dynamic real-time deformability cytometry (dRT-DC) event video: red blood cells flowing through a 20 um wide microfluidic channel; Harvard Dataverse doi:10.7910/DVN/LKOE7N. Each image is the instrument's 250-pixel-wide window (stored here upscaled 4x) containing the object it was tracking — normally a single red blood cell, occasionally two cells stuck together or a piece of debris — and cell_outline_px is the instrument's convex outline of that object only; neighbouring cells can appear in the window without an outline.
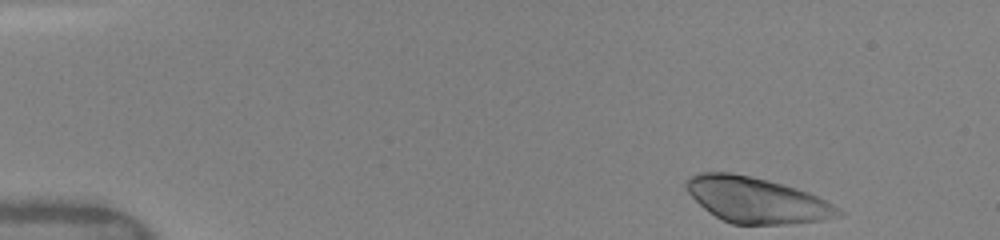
{"species": "human", "species_latin": "Homo sapiens", "temperature_condition": "warm", "stored_images_in_passage": 38, "camera_frame_rate_fps": 3000, "um_per_image_px": 0.085, "donor": {"sex": "female"}, "frame": {"image": 1, "passage_image": 1, "time_ms": 0.0, "image_size_px": [1000, 240], "cell_outline_px": [[844, 212], [840, 216], [820, 220], [784, 224], [732, 224], [708, 212], [684, 188], [684, 180], [688, 176], [700, 172], [732, 172], [752, 176], [768, 180], [796, 188], [808, 192], [840, 208]], "centroid_in_image_um": [64.27, 16.98], "position_along_channel_um": 20.7, "area_um2": 40.34}}
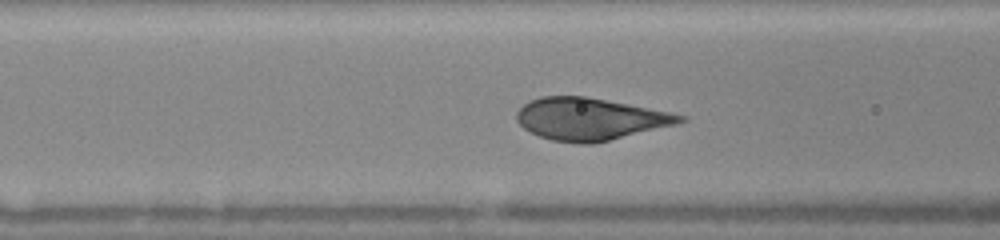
{"frame": {"image": 2, "passage_image": 15, "time_ms": 5.0, "image_size_px": [1000, 240], "cell_outline_px": [[688, 120], [676, 124], [592, 144], [580, 144], [552, 140], [540, 136], [524, 128], [516, 120], [516, 112], [524, 104], [540, 96], [584, 96], [648, 108], [688, 116]], "centroid_in_image_um": [50.13, 10.11], "position_along_channel_um": 116.5, "area_um2": 39.65}}
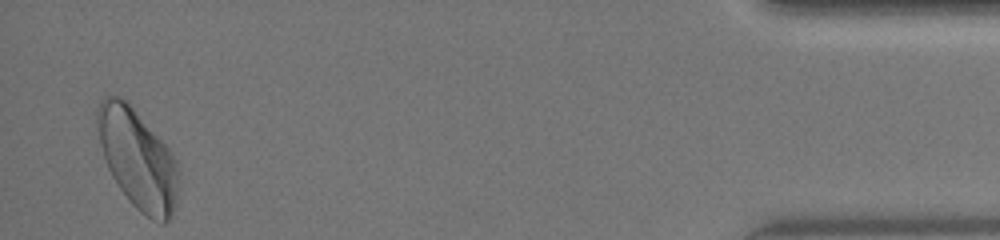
{"frame": {"image": 3, "passage_image": 38, "time_ms": 14.333, "image_size_px": [1000, 240], "cell_outline_px": [[180, 180], [176, 204], [168, 220], [164, 224], [160, 224], [152, 220], [140, 212], [132, 204], [120, 188], [112, 176], [108, 168], [100, 144], [96, 120], [96, 108], [100, 100], [104, 96], [120, 96], [132, 108], [168, 148], [176, 160], [180, 168]], "centroid_in_image_um": [11.72, 13.55], "position_along_channel_um": 423.5, "area_um2": 46.88}, "authors_computed_cell_mechanics": {"area_um2": 39.4485, "velocity_mm_per_s": 4.042, "shape_relaxation_time_tau1_ms": 2.093, "shape_relaxation_time_tau2_ms": null, "deformation_change_tau1": 0.1208, "deformation_change_tau2": null}}